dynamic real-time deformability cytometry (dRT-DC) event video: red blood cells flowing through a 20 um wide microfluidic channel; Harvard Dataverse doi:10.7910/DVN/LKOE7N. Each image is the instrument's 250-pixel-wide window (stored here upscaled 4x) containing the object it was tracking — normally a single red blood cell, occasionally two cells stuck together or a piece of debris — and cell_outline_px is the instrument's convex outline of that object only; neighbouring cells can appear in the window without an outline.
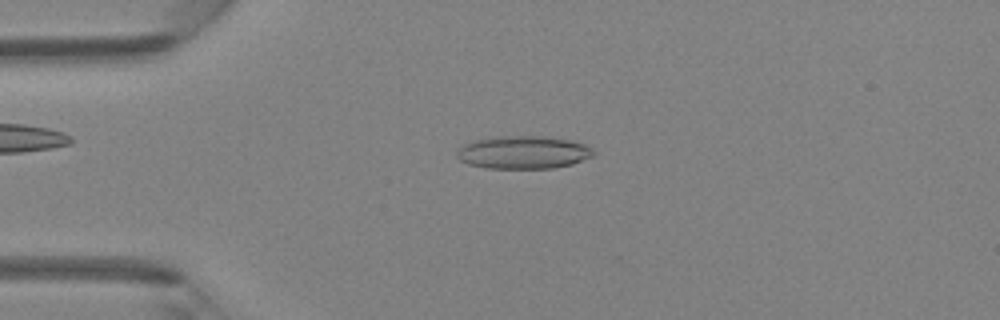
{"species": "Egyptian fruit bat (a non-hibernating species)", "species_latin": "Rousettus aegyptiacus", "temperature_condition": "room temperature", "stored_images_in_passage": 45, "camera_frame_rate_fps": 3000, "um_per_image_px": 0.085, "animal": {"sex": "female"}, "frame": {"image": 1, "passage_image": 10, "time_ms": 3.0, "image_size_px": [1000, 320], "cell_outline_px": [[596, 152], [592, 156], [572, 164], [552, 168], [488, 168], [468, 164], [460, 160], [456, 156], [456, 152], [464, 144], [488, 136], [548, 136], [572, 140], [584, 144], [592, 148]], "centroid_in_image_um": [44.48, 12.93], "position_along_channel_um": 40.5, "area_um2": 26.36}}
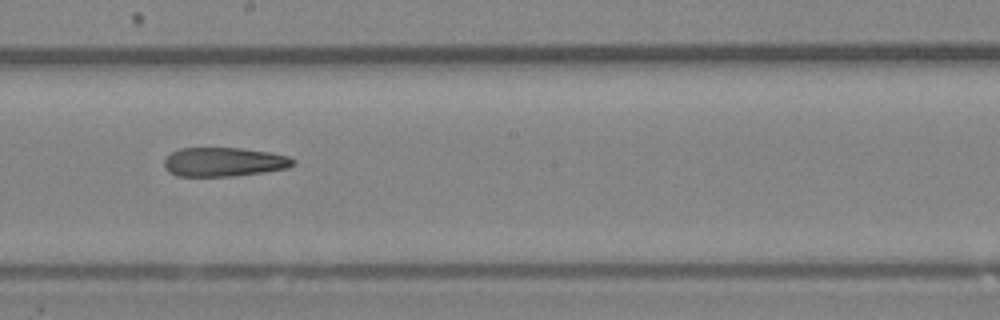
{"frame": {"image": 2, "passage_image": 25, "time_ms": 8.0, "image_size_px": [1000, 320], "cell_outline_px": [[296, 164], [288, 168], [264, 172], [236, 176], [176, 176], [168, 172], [164, 168], [164, 160], [172, 152], [180, 148], [240, 148], [272, 152], [288, 156], [296, 160]], "centroid_in_image_um": [19.06, 13.77], "position_along_channel_um": 229.1, "area_um2": 22.08}}
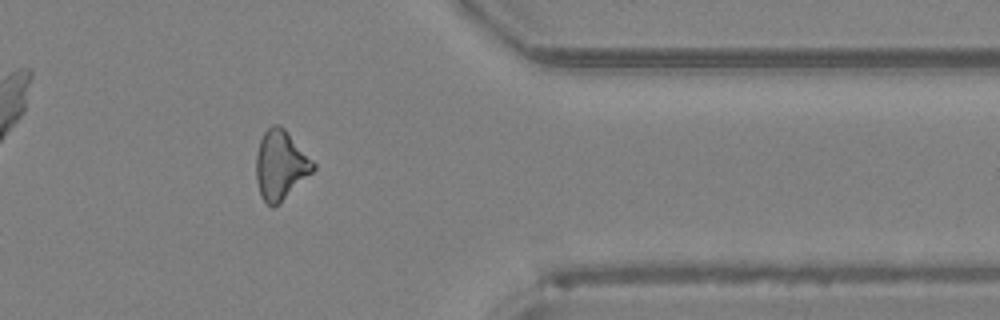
{"frame": {"image": 3, "passage_image": 37, "time_ms": 12.0, "image_size_px": [1000, 320], "cell_outline_px": [[316, 168], [312, 172], [272, 208], [260, 196], [256, 180], [256, 156], [260, 140], [264, 132], [272, 124], [280, 124], [284, 128], [316, 164]], "centroid_in_image_um": [23.82, 14.0], "position_along_channel_um": 387.6, "area_um2": 22.6}, "authors_computed_cell_mechanics": {"area_um2": 23.2356, "velocity_mm_per_s": 4.3278, "shape_relaxation_time_tau1_ms": null, "shape_relaxation_time_tau2_ms": 5.4736, "deformation_change_tau1": null, "deformation_change_tau2": 0.1764}}